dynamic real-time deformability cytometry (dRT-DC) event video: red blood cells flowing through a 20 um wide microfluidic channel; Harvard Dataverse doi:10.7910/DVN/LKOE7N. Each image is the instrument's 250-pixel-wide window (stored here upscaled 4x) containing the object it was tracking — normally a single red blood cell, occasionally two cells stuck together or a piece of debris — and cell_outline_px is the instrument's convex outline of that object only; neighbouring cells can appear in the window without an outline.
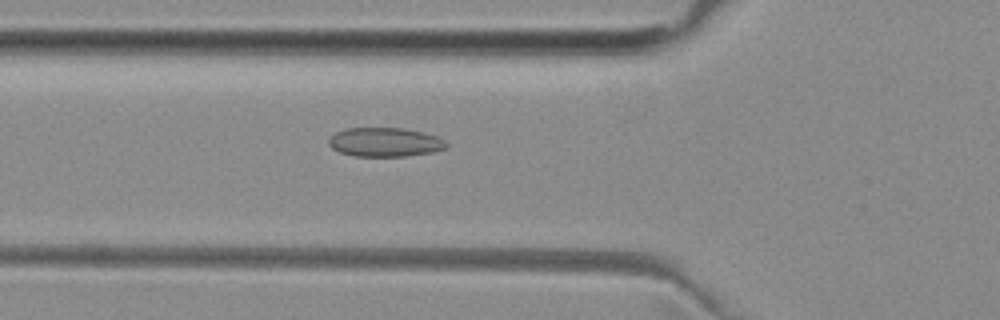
{"species": "common noctule bat (a hibernating species)", "species_latin": "Nyctalus noctula", "temperature_condition": "room temperature", "stored_images_in_passage": 52, "camera_frame_rate_fps": 3000, "um_per_image_px": 0.085, "animal": {"sex": "female", "body_mass_g": 29.2, "forearm_length_mm": 56.3}, "frame": {"image": 1, "passage_image": 18, "time_ms": 5.667, "image_size_px": [1000, 320], "cell_outline_px": [[448, 148], [432, 152], [404, 156], [352, 156], [340, 152], [332, 148], [328, 144], [328, 140], [336, 132], [348, 128], [404, 128], [424, 132], [436, 136], [444, 140], [448, 144]], "centroid_in_image_um": [32.73, 12.08], "position_along_channel_um": 93.1, "area_um2": 19.94}}
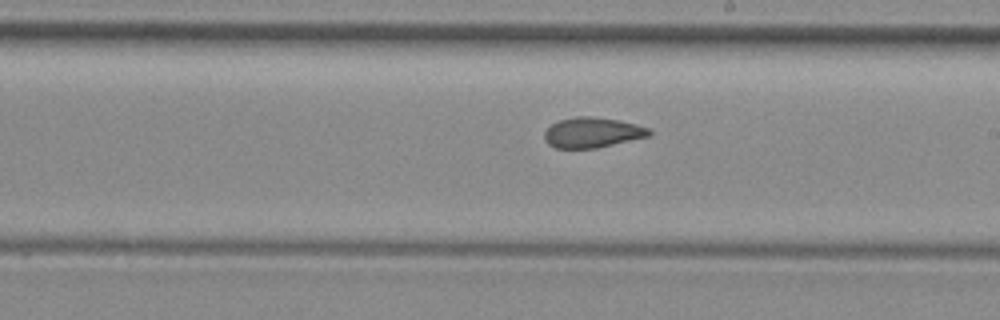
{"frame": {"image": 2, "passage_image": 29, "time_ms": 9.333, "image_size_px": [1000, 320], "cell_outline_px": [[652, 136], [596, 148], [556, 148], [548, 144], [544, 140], [544, 132], [552, 124], [560, 120], [576, 116], [592, 116], [620, 120], [636, 124], [648, 128], [652, 132]], "centroid_in_image_um": [50.37, 11.26], "position_along_channel_um": 238.6, "area_um2": 18.61}}
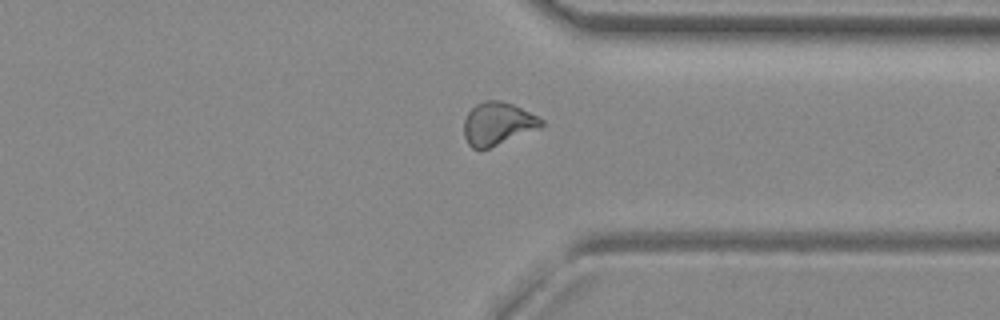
{"frame": {"image": 3, "passage_image": 39, "time_ms": 12.667, "image_size_px": [1000, 320], "cell_outline_px": [[544, 124], [540, 128], [488, 148], [472, 148], [468, 144], [464, 136], [464, 120], [468, 112], [476, 104], [484, 100], [500, 100], [512, 104], [544, 120]], "centroid_in_image_um": [42.28, 10.5], "position_along_channel_um": 369.1, "area_um2": 19.07}, "authors_computed_cell_mechanics": {"area_um2": 19.4786, "velocity_mm_per_s": 3.9712, "shape_relaxation_time_tau1_ms": null, "shape_relaxation_time_tau2_ms": 1.8256, "deformation_change_tau1": null, "deformation_change_tau2": 0.0663}}